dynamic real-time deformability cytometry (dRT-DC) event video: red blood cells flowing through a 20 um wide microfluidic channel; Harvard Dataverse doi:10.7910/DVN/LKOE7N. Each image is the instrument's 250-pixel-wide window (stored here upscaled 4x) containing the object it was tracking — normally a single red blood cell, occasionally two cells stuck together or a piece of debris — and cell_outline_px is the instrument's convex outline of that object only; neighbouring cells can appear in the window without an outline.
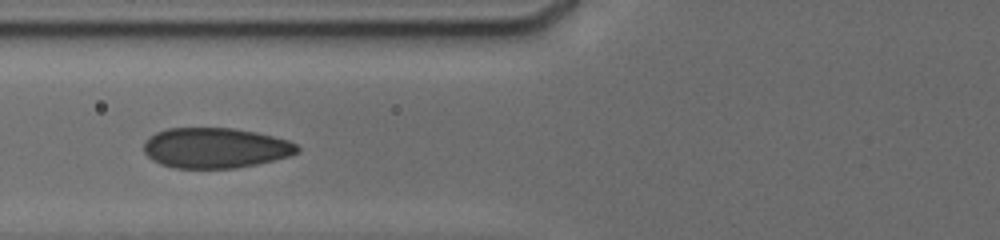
{"species": "human", "species_latin": "Homo sapiens", "temperature_condition": "cold", "stored_images_in_passage": 9, "camera_frame_rate_fps": 3000, "um_per_image_px": 0.085, "donor": {"sex": "male"}, "frame": {"image": 1, "passage_image": 6, "time_ms": 4.667, "image_size_px": [1000, 240], "cell_outline_px": [[300, 152], [292, 156], [256, 164], [236, 168], [172, 168], [160, 164], [152, 160], [144, 152], [144, 144], [156, 132], [168, 128], [232, 128], [256, 132], [288, 140], [296, 144], [300, 148]], "centroid_in_image_um": [18.34, 12.58], "position_along_channel_um": 107.5, "area_um2": 36.13}}
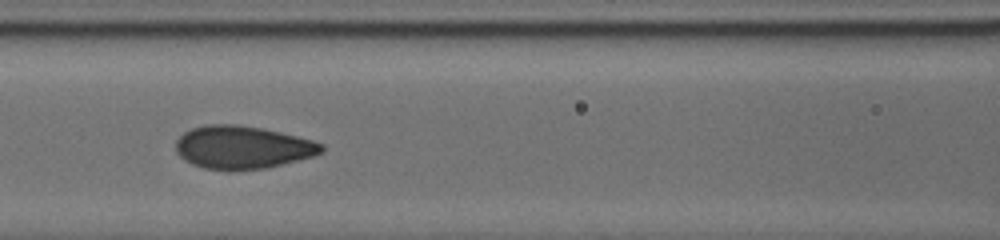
{"frame": {"image": 2, "passage_image": 7, "time_ms": 5.667, "image_size_px": [1000, 240], "cell_outline_px": [[324, 152], [312, 156], [268, 168], [204, 168], [192, 164], [184, 160], [176, 152], [176, 140], [184, 132], [192, 128], [208, 124], [240, 124], [280, 132], [312, 140], [324, 144]], "centroid_in_image_um": [20.61, 12.49], "position_along_channel_um": 146.0, "area_um2": 35.95}}
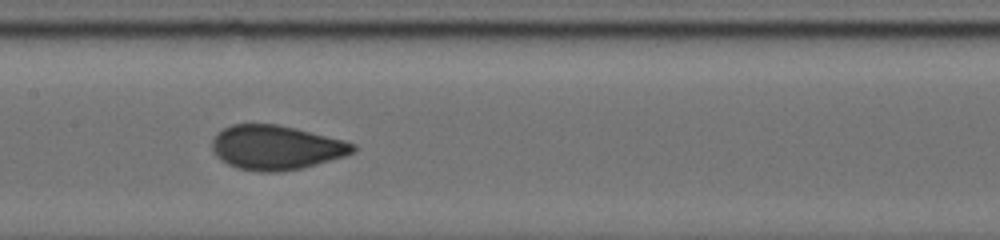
{"frame": {"image": 3, "passage_image": 8, "time_ms": 6.667, "image_size_px": [1000, 240], "cell_outline_px": [[356, 152], [344, 156], [316, 164], [300, 168], [280, 172], [260, 172], [236, 168], [220, 160], [212, 152], [212, 140], [216, 132], [232, 124], [276, 124], [296, 128], [344, 140], [356, 144]], "centroid_in_image_um": [23.44, 12.54], "position_along_channel_um": 184.0, "area_um2": 36.65}}